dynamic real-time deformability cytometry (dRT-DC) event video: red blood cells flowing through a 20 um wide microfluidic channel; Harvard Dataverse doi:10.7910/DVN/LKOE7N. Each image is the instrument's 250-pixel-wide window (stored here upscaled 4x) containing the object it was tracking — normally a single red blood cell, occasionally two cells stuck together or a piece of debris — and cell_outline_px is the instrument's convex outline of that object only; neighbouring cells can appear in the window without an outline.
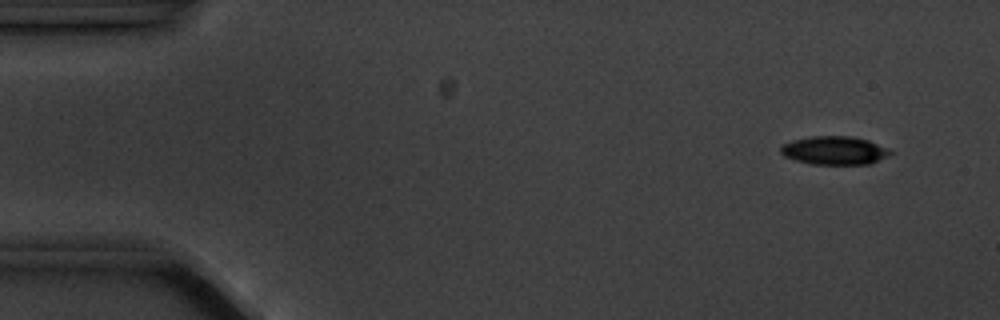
{"species": "common noctule bat (a hibernating species)", "species_latin": "Nyctalus noctula", "temperature_condition": "cold", "stored_images_in_passage": 5, "camera_frame_rate_fps": 3000, "um_per_image_px": 0.085, "animal": {"sex": "male", "body_mass_g": 20.1, "forearm_length_mm": 53.5}, "frame": {"image": 1, "passage_image": 1, "time_ms": 0.0, "image_size_px": [1000, 320], "cell_outline_px": [[892, 152], [888, 156], [868, 164], [812, 164], [796, 160], [784, 156], [780, 152], [780, 148], [784, 144], [792, 140], [812, 136], [852, 136], [868, 140]], "centroid_in_image_um": [70.88, 12.78], "position_along_channel_um": 14.1, "area_um2": 17.86}}